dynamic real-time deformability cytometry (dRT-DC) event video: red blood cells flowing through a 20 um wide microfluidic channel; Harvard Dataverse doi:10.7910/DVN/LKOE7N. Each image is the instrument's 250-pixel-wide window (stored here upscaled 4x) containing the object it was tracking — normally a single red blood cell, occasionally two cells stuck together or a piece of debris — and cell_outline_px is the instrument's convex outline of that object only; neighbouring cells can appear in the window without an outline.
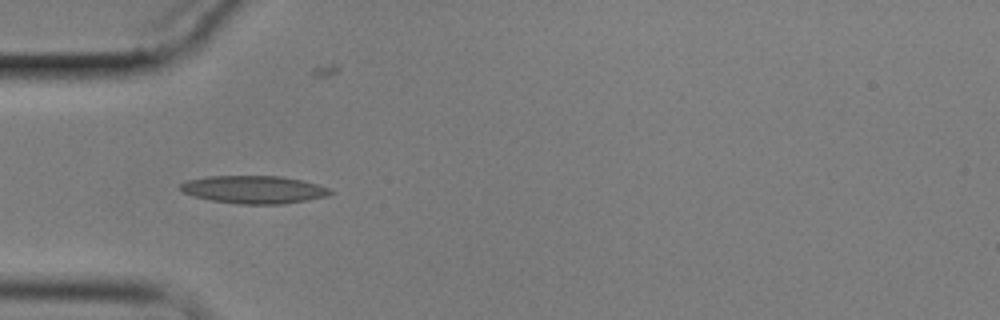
{"species": "common noctule bat (a hibernating species)", "species_latin": "Nyctalus noctula", "temperature_condition": "cold", "stored_images_in_passage": 43, "camera_frame_rate_fps": 3000, "um_per_image_px": 0.085, "animal": {"sex": "male", "body_mass_g": 17.9}, "frame": {"image": 1, "passage_image": 1, "time_ms": 0.0, "image_size_px": [1000, 320], "cell_outline_px": [[332, 192], [328, 196], [284, 204], [240, 204], [212, 200], [196, 196], [184, 192], [180, 188], [180, 184], [188, 180], [208, 176], [280, 176], [300, 180], [316, 184], [328, 188]], "centroid_in_image_um": [21.59, 16.11], "position_along_channel_um": 63.4, "area_um2": 23.93}}
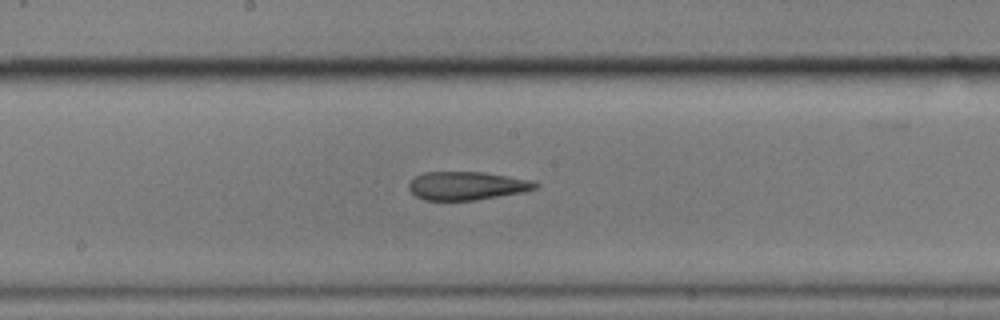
{"frame": {"image": 2, "passage_image": 14, "time_ms": 4.333, "image_size_px": [1000, 320], "cell_outline_px": [[540, 184], [536, 188], [524, 192], [476, 200], [424, 200], [416, 196], [408, 188], [408, 184], [416, 176], [424, 172], [484, 172], [536, 180]], "centroid_in_image_um": [39.74, 15.78], "position_along_channel_um": 208.5, "area_um2": 21.1}}
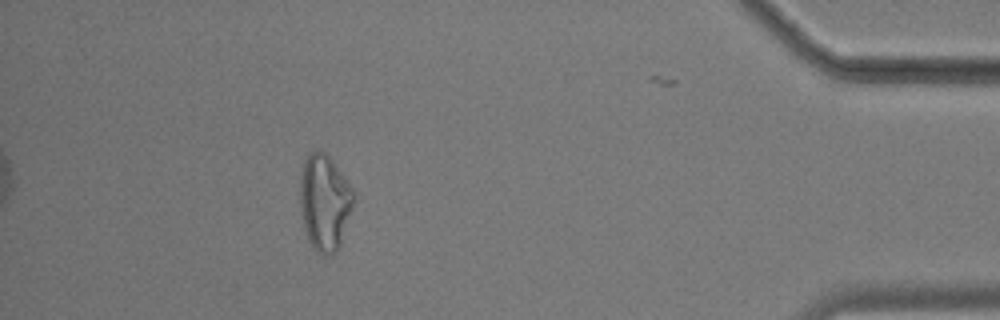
{"frame": {"image": 3, "passage_image": 36, "time_ms": 11.667, "image_size_px": [1000, 320], "cell_outline_px": [[356, 200], [340, 244], [336, 252], [332, 256], [324, 256], [316, 252], [308, 240], [304, 228], [300, 208], [300, 176], [304, 160], [308, 152], [316, 148], [324, 152], [332, 160], [356, 192]], "centroid_in_image_um": [27.6, 17.19], "position_along_channel_um": 407.6, "area_um2": 30.69}, "authors_computed_cell_mechanics": {"area_um2": 22.253, "velocity_mm_per_s": 3.3885, "shape_relaxation_time_tau1_ms": null, "shape_relaxation_time_tau2_ms": 6.786, "deformation_change_tau1": null, "deformation_change_tau2": 0.1852}}